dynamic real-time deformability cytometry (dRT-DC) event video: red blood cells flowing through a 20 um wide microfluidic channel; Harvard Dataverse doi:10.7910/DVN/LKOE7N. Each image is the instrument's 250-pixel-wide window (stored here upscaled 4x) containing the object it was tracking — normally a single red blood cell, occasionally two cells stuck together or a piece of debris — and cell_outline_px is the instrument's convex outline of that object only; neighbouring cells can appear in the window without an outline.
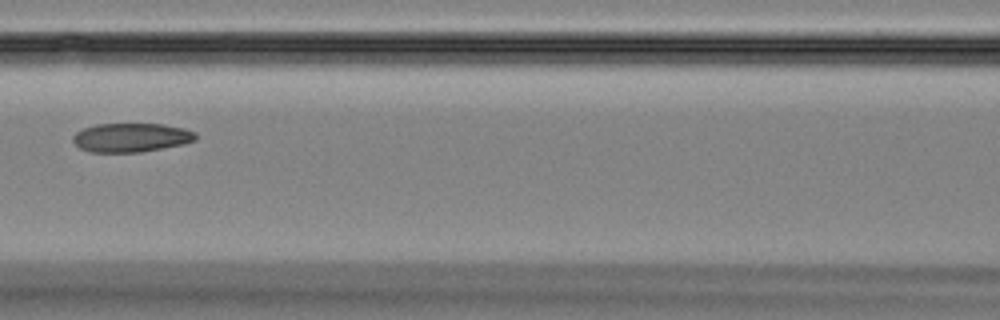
{"species": "Egyptian fruit bat (a non-hibernating species)", "species_latin": "Rousettus aegyptiacus", "temperature_condition": "room temperature", "stored_images_in_passage": 6, "camera_frame_rate_fps": 3000, "um_per_image_px": 0.085, "animal": {"sex": "female"}, "frame": {"image": 1, "passage_image": 6, "time_ms": 6.333, "image_size_px": [1000, 320], "cell_outline_px": [[196, 140], [184, 144], [140, 152], [92, 152], [80, 148], [72, 140], [72, 136], [76, 132], [84, 128], [96, 124], [164, 124], [184, 128], [196, 132]], "centroid_in_image_um": [11.16, 11.69], "position_along_channel_um": 155.4, "area_um2": 20.69}}